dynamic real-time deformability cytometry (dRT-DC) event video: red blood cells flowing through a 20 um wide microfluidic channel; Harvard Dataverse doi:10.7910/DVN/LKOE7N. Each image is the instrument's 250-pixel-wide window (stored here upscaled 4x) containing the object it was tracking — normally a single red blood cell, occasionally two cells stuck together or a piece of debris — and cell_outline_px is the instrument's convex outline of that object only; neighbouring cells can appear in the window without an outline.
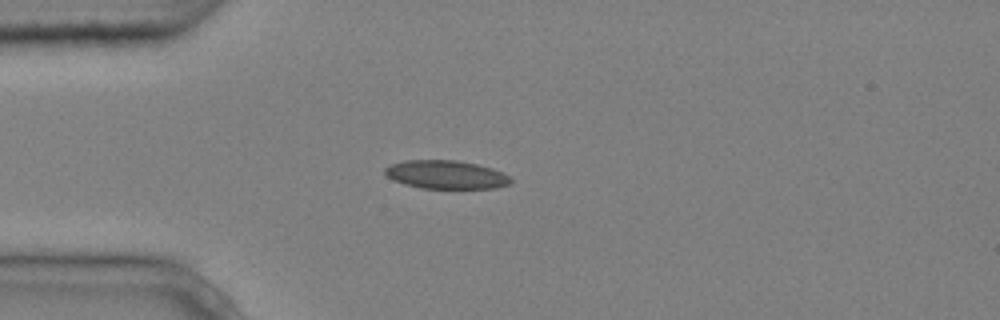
{"species": "common noctule bat (a hibernating species)", "species_latin": "Nyctalus noctula", "temperature_condition": "cold", "stored_images_in_passage": 3, "camera_frame_rate_fps": 3000, "um_per_image_px": 0.085, "animal": {"sex": "male", "body_mass_g": 20.4}, "frame": {"image": 1, "passage_image": 3, "time_ms": 0.667, "image_size_px": [1000, 320], "cell_outline_px": [[512, 180], [508, 184], [496, 188], [420, 188], [404, 184], [392, 180], [384, 172], [384, 168], [392, 164], [404, 160], [456, 160], [476, 164], [492, 168], [504, 172], [512, 176]], "centroid_in_image_um": [37.93, 14.84], "position_along_channel_um": 47.1, "area_um2": 20.92}}